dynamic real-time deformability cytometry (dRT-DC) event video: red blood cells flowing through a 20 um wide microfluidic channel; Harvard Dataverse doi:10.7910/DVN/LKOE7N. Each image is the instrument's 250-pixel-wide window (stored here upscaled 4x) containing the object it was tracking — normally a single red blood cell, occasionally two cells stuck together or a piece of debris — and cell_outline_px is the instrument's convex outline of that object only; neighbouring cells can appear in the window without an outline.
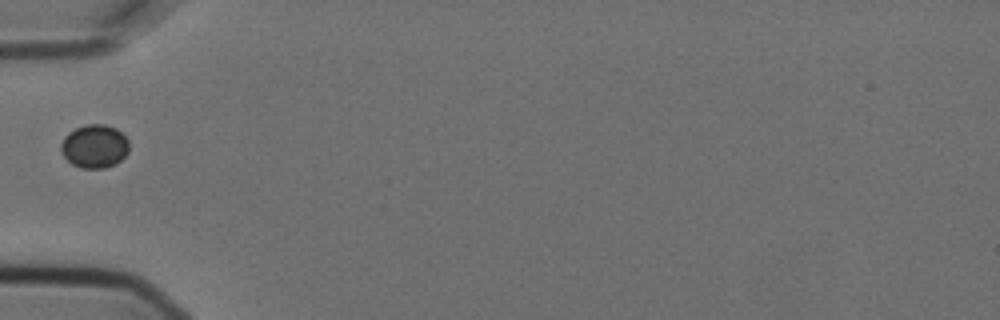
{"species": "Egyptian fruit bat (a non-hibernating species)", "species_latin": "Rousettus aegyptiacus", "temperature_condition": "cold", "stored_images_in_passage": 4, "camera_frame_rate_fps": 3000, "um_per_image_px": 0.085, "animal": {"sex": "female"}, "frame": {"image": 1, "passage_image": 1, "time_ms": 0.0, "image_size_px": [1000, 320], "cell_outline_px": [[128, 152], [116, 164], [104, 168], [80, 168], [72, 164], [60, 152], [60, 144], [64, 136], [68, 132], [76, 128], [88, 124], [104, 124], [116, 128], [128, 140]], "centroid_in_image_um": [8.01, 12.43], "position_along_channel_um": 77.0, "area_um2": 17.28}}
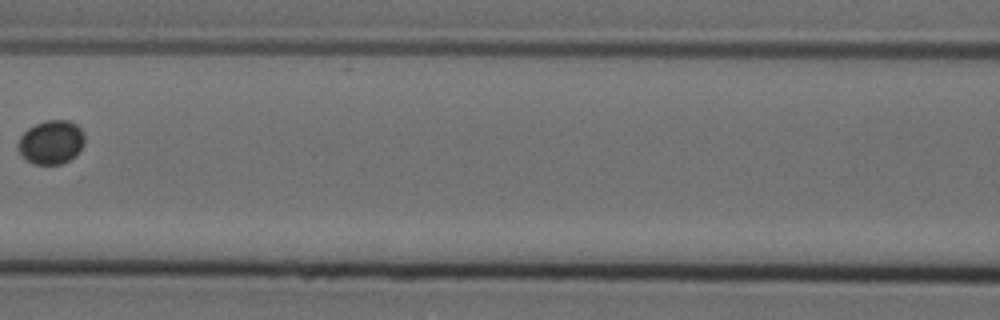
{"frame": {"image": 2, "passage_image": 3, "time_ms": 0.667, "image_size_px": [1000, 320], "cell_outline_px": [[84, 144], [76, 156], [60, 164], [32, 164], [16, 148], [16, 144], [20, 136], [28, 128], [44, 120], [68, 120], [76, 124], [84, 132]], "centroid_in_image_um": [4.35, 12.08], "position_along_channel_um": 162.3, "area_um2": 17.11}}
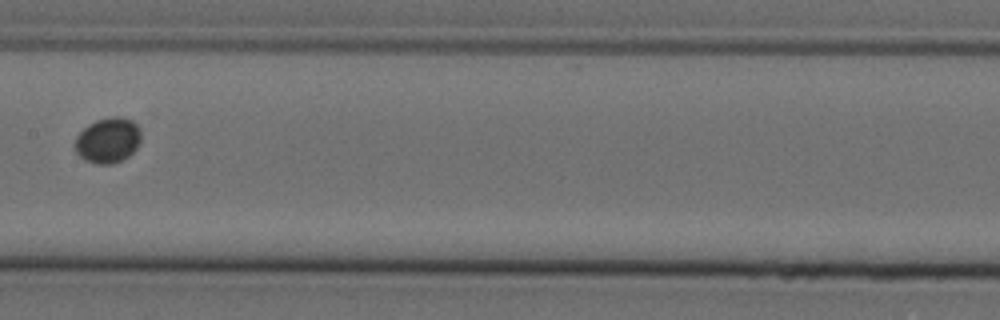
{"frame": {"image": 3, "passage_image": 4, "time_ms": 1.0, "image_size_px": [1000, 320], "cell_outline_px": [[140, 140], [136, 148], [128, 156], [112, 164], [96, 164], [84, 160], [76, 152], [76, 136], [88, 124], [96, 120], [112, 116], [120, 116], [132, 120], [140, 128]], "centroid_in_image_um": [9.17, 11.91], "position_along_channel_um": 198.2, "area_um2": 17.4}}